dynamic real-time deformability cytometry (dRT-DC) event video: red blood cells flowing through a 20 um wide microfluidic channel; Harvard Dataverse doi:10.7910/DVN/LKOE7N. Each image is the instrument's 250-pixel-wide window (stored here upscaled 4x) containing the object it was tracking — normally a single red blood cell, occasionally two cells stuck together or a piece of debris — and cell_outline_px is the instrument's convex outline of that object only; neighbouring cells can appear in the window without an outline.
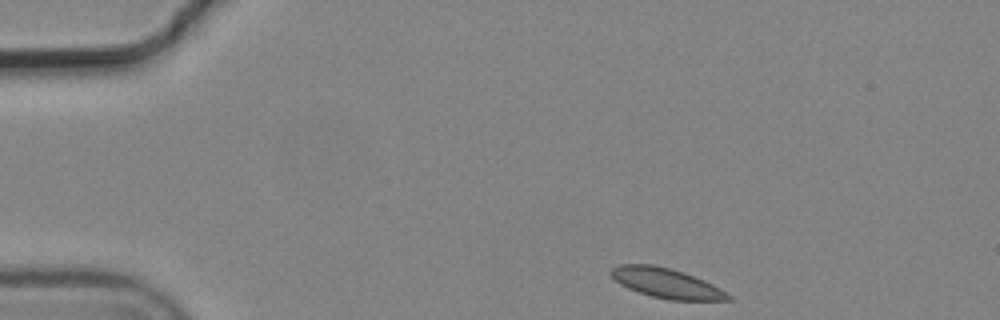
{"species": "common noctule bat (a hibernating species)", "species_latin": "Nyctalus noctula", "temperature_condition": "cold", "stored_images_in_passage": 3, "camera_frame_rate_fps": 3000, "um_per_image_px": 0.085, "animal": {"sex": "male", "body_mass_g": 19.2, "forearm_length_mm": 51.8}, "frame": {"image": 1, "passage_image": 1, "time_ms": 0.0, "image_size_px": [1000, 320], "cell_outline_px": [[732, 300], [668, 300], [652, 296], [628, 288], [620, 284], [608, 272], [612, 268], [620, 264], [652, 264], [684, 272], [704, 280], [720, 288], [732, 296]], "centroid_in_image_um": [56.65, 24.06], "position_along_channel_um": 28.4, "area_um2": 20.23}}
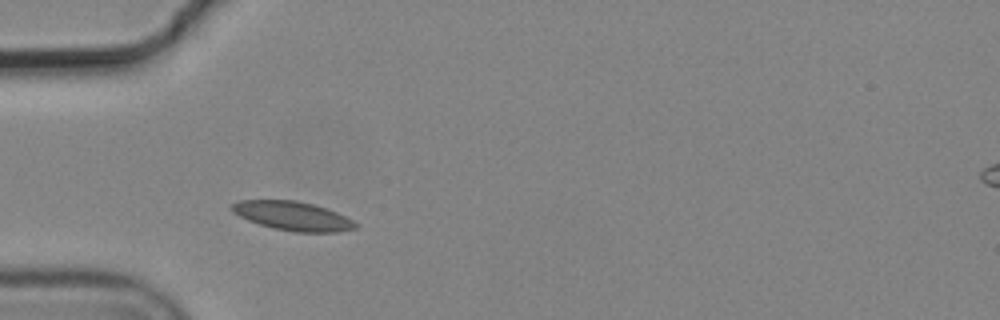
{"frame": {"image": 2, "passage_image": 3, "time_ms": 0.667, "image_size_px": [1000, 320], "cell_outline_px": [[360, 228], [340, 232], [296, 232], [272, 228], [248, 220], [232, 212], [228, 208], [232, 204], [240, 200], [296, 200], [312, 204], [336, 212], [360, 224]], "centroid_in_image_um": [24.9, 18.36], "position_along_channel_um": 60.1, "area_um2": 20.98}}